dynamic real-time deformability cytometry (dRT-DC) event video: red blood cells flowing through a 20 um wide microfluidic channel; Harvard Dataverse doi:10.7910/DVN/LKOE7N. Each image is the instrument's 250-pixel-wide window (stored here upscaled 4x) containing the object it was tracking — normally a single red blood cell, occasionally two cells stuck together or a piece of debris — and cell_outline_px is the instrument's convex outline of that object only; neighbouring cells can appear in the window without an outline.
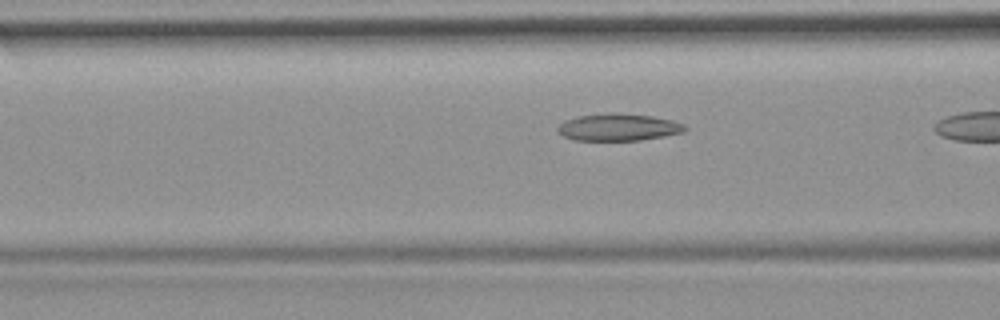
{"species": "common noctule bat (a hibernating species)", "species_latin": "Nyctalus noctula", "temperature_condition": "room temperature", "stored_images_in_passage": 21, "camera_frame_rate_fps": 3000, "um_per_image_px": 0.085, "animal": {"sex": "female", "body_mass_g": 19.9}, "frame": {"image": 1, "passage_image": 18, "time_ms": 5.667, "image_size_px": [1000, 320], "cell_outline_px": [[688, 128], [684, 132], [664, 136], [640, 140], [576, 140], [564, 136], [556, 132], [556, 128], [564, 120], [576, 116], [652, 116], [672, 120], [684, 124]], "centroid_in_image_um": [52.57, 10.87], "position_along_channel_um": 114.0, "area_um2": 19.13}}